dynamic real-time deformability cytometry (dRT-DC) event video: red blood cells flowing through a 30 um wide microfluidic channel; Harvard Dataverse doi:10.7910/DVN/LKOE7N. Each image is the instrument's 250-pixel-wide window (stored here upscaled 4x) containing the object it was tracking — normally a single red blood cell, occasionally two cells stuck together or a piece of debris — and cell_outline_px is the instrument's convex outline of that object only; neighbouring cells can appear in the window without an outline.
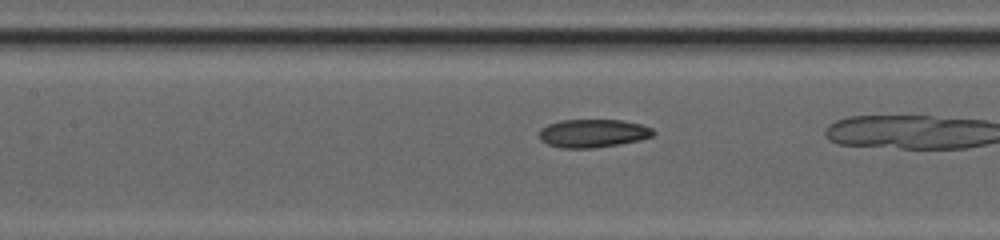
{"species": "common noctule bat (a hibernating species)", "species_latin": "Nyctalus noctula", "temperature_condition": "cold", "stored_images_in_passage": 23, "camera_frame_rate_fps": 3000, "um_per_image_px": 0.085, "animal": {"sex": "female", "body_mass_g": 20.0, "forearm_length_mm": 54.0}, "frame": {"image": 1, "passage_image": 7, "time_ms": 2.0, "image_size_px": [1000, 240], "cell_outline_px": [[656, 132], [652, 136], [640, 140], [620, 144], [596, 148], [560, 148], [548, 144], [540, 140], [540, 128], [548, 124], [560, 120], [624, 120], [640, 124], [652, 128]], "centroid_in_image_um": [50.4, 11.33], "position_along_channel_um": 157.0, "area_um2": 18.9}}